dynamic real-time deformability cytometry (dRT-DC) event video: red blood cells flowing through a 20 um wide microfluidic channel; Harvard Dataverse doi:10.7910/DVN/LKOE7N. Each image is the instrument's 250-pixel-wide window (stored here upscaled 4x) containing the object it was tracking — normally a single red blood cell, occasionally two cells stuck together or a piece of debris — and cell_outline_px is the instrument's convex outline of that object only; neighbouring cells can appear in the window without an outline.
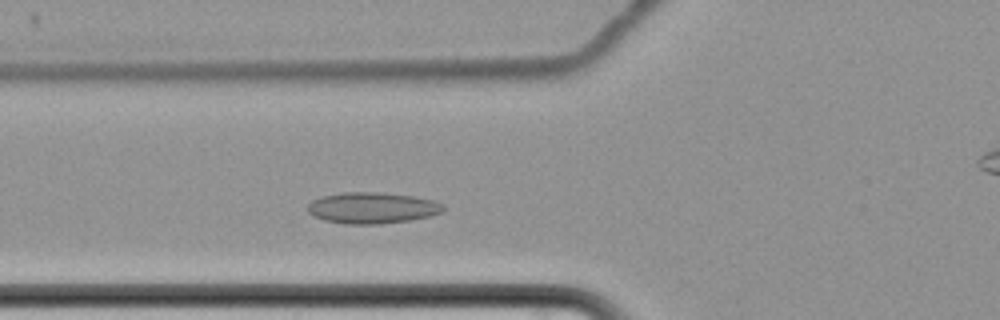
{"species": "common noctule bat (a hibernating species)", "species_latin": "Nyctalus noctula", "temperature_condition": "cold", "stored_images_in_passage": 5, "camera_frame_rate_fps": 3000, "um_per_image_px": 0.085, "animal": {"sex": "female", "body_mass_g": 22.7, "forearm_length_mm": 54.2}, "frame": {"image": 1, "passage_image": 4, "time_ms": 3.667, "image_size_px": [1000, 320], "cell_outline_px": [[444, 212], [428, 216], [408, 220], [380, 224], [344, 224], [324, 220], [312, 216], [308, 212], [308, 204], [312, 200], [324, 196], [344, 192], [380, 192], [416, 196], [432, 200], [444, 204]], "centroid_in_image_um": [31.64, 17.67], "position_along_channel_um": 94.2, "area_um2": 24.74}}